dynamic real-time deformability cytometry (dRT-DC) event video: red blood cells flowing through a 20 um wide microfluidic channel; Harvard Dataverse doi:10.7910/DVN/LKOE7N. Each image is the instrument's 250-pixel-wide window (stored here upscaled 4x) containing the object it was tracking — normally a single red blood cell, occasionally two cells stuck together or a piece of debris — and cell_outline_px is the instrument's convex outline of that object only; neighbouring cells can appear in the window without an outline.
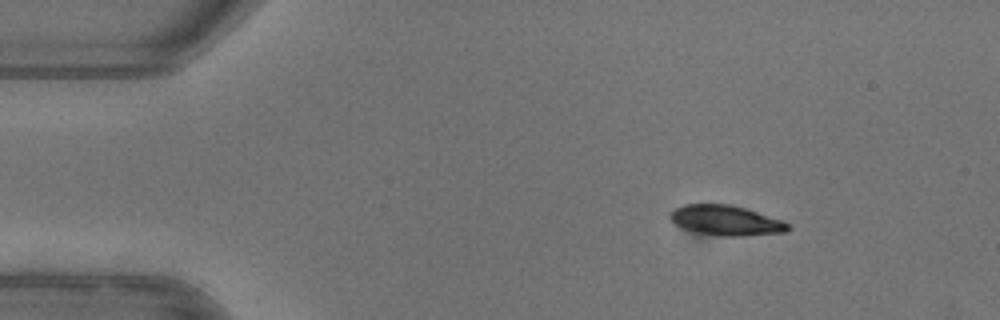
{"species": "common noctule bat (a hibernating species)", "species_latin": "Nyctalus noctula", "temperature_condition": "warm", "stored_images_in_passage": 45, "camera_frame_rate_fps": 3000, "um_per_image_px": 0.085, "animal": {"sex": "female"}, "frame": {"image": 1, "passage_image": 1, "time_ms": 0.0, "image_size_px": [1000, 320], "cell_outline_px": [[788, 232], [740, 236], [720, 236], [696, 232], [684, 228], [668, 220], [668, 212], [672, 208], [684, 204], [732, 204], [784, 220], [788, 224]], "centroid_in_image_um": [61.65, 18.72], "position_along_channel_um": 23.3, "area_um2": 20.92}}
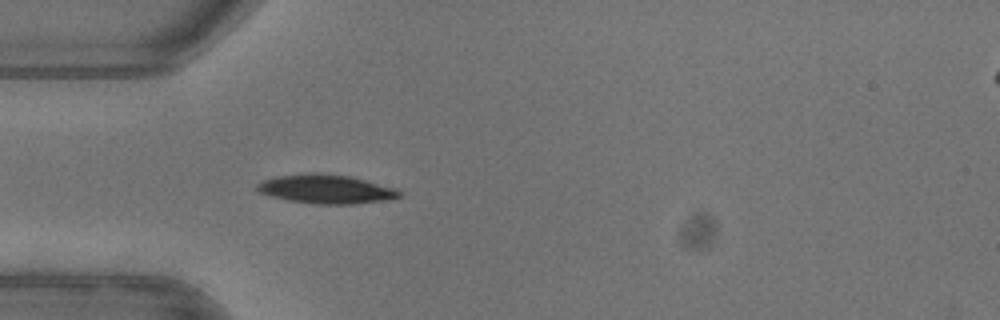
{"frame": {"image": 2, "passage_image": 9, "time_ms": 2.667, "image_size_px": [1000, 320], "cell_outline_px": [[400, 196], [384, 200], [356, 204], [316, 204], [288, 200], [272, 196], [260, 192], [256, 188], [256, 184], [264, 180], [276, 176], [312, 172], [316, 172], [348, 176], [396, 188], [400, 192]], "centroid_in_image_um": [27.69, 16.07], "position_along_channel_um": 57.3, "area_um2": 23.76}}
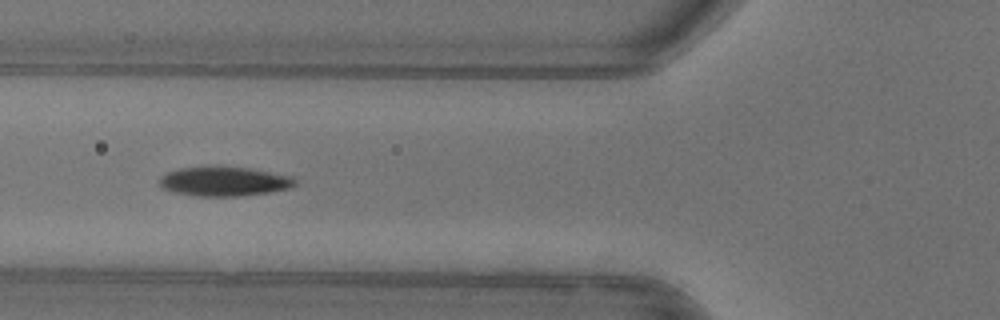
{"frame": {"image": 3, "passage_image": 13, "time_ms": 4.0, "image_size_px": [1000, 320], "cell_outline_px": [[296, 184], [292, 188], [268, 192], [240, 196], [196, 196], [176, 192], [160, 188], [160, 176], [168, 172], [180, 168], [248, 168], [292, 176], [296, 180]], "centroid_in_image_um": [19.08, 15.44], "position_along_channel_um": 106.7, "area_um2": 22.72}, "authors_computed_cell_mechanics": {"area_um2": 22.7732, "velocity_mm_per_s": 3.9791, "shape_relaxation_time_tau1_ms": 3.7181, "shape_relaxation_time_tau2_ms": 1.4316, "deformation_change_tau1": 0.1686, "deformation_change_tau2": 0.0332}}